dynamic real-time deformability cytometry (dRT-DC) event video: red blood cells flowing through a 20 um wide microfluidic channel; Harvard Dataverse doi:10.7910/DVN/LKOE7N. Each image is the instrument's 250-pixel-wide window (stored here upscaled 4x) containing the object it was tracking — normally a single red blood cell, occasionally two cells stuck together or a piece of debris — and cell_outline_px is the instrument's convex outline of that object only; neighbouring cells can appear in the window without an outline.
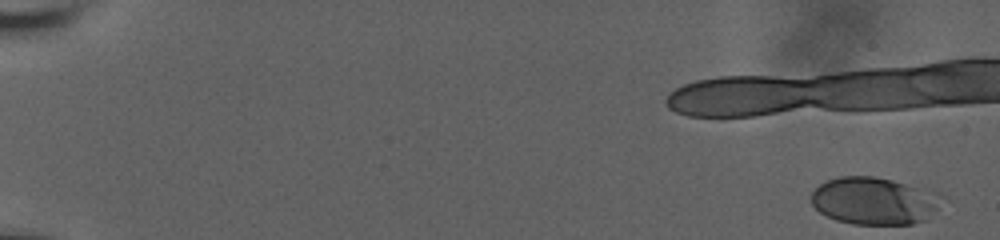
{"species": "human", "species_latin": "Homo sapiens", "temperature_condition": "room temperature", "stored_images_in_passage": 17, "camera_frame_rate_fps": 3000, "um_per_image_px": 0.085, "donor": {"sex": "male"}, "frame": {"image": 1, "passage_image": 1, "time_ms": 0.0, "image_size_px": [1000, 240], "cell_outline_px": [[936, 208], [924, 220], [912, 224], [852, 224], [836, 220], [820, 212], [812, 204], [812, 192], [820, 184], [828, 180], [840, 176], [872, 176], [892, 180], [916, 188], [936, 200]], "centroid_in_image_um": [74.11, 17.09], "position_along_channel_um": 10.9, "area_um2": 34.39}}